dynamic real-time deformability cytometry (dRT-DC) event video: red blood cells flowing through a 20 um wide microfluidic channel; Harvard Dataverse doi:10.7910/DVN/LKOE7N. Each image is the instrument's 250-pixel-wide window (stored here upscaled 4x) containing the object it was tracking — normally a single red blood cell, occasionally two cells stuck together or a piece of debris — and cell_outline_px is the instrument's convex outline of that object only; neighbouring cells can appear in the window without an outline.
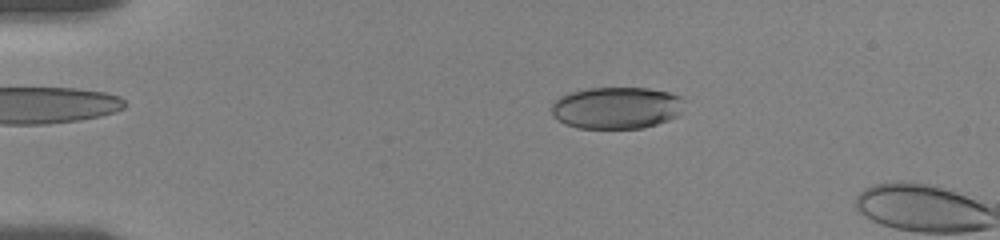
{"species": "human", "species_latin": "Homo sapiens", "temperature_condition": "room temperature", "stored_images_in_passage": 8, "camera_frame_rate_fps": 3000, "um_per_image_px": 0.085, "donor": {"sex": "female"}, "frame": {"image": 1, "passage_image": 6, "time_ms": 3.0, "image_size_px": [1000, 240], "cell_outline_px": [[684, 100], [680, 112], [676, 116], [668, 120], [644, 128], [576, 128], [564, 124], [552, 116], [552, 104], [560, 96], [572, 92], [588, 88], [648, 88], [668, 92], [680, 96]], "centroid_in_image_um": [52.39, 9.17], "position_along_channel_um": 32.6, "area_um2": 32.43}}